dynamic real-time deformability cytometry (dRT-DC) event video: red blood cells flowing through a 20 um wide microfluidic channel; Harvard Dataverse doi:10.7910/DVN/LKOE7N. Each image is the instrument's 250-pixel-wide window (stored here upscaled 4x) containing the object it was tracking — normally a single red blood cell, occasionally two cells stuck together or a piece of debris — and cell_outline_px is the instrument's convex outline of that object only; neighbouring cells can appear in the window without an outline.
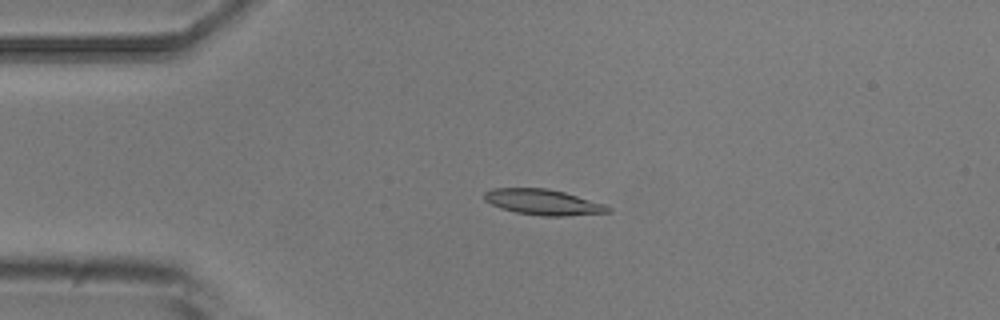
{"species": "common noctule bat (a hibernating species)", "species_latin": "Nyctalus noctula", "temperature_condition": "room temperature", "stored_images_in_passage": 6, "camera_frame_rate_fps": 3000, "um_per_image_px": 0.085, "animal": {"sex": "male", "body_mass_g": 20.5, "forearm_length_mm": 52.5}, "frame": {"image": 1, "passage_image": 4, "time_ms": 3.333, "image_size_px": [1000, 320], "cell_outline_px": [[612, 212], [564, 216], [540, 216], [516, 212], [500, 208], [484, 200], [484, 192], [492, 188], [544, 188], [564, 192], [604, 204], [612, 208]], "centroid_in_image_um": [46.16, 17.18], "position_along_channel_um": 38.8, "area_um2": 18.44}}
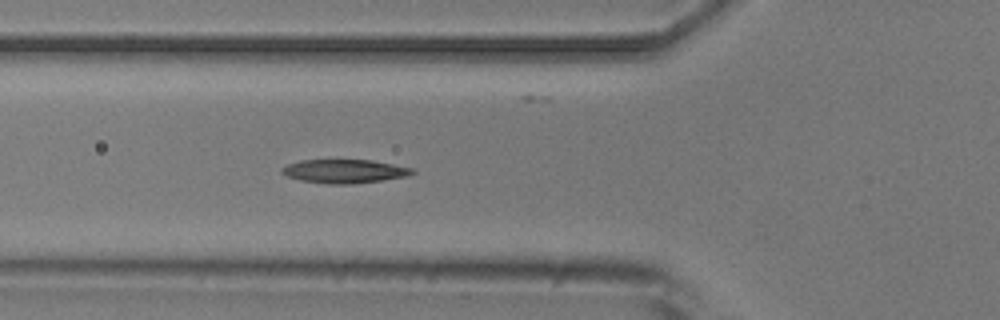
{"frame": {"image": 2, "passage_image": 6, "time_ms": 5.667, "image_size_px": [1000, 320], "cell_outline_px": [[416, 172], [408, 176], [352, 184], [328, 184], [300, 180], [288, 176], [280, 172], [280, 168], [288, 164], [300, 160], [372, 160], [412, 168]], "centroid_in_image_um": [29.26, 14.55], "position_along_channel_um": 96.5, "area_um2": 17.92}}